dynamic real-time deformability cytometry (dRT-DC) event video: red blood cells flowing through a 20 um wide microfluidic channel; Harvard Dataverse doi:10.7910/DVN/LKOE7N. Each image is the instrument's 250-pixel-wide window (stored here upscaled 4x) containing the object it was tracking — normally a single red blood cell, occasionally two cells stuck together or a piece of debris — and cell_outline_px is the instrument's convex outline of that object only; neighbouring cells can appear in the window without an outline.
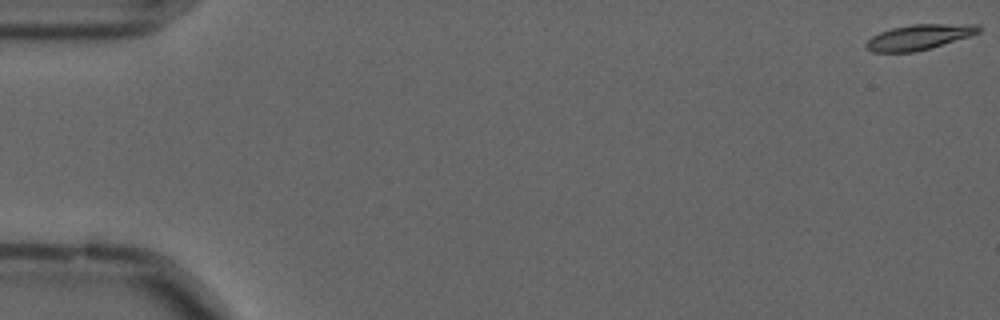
{"species": "common noctule bat (a hibernating species)", "species_latin": "Nyctalus noctula", "temperature_condition": "cold", "stored_images_in_passage": 51, "camera_frame_rate_fps": 3000, "um_per_image_px": 0.085, "animal": {"sex": "male", "forearm_length_mm": 52.5}, "frame": {"image": 1, "passage_image": 1, "time_ms": 0.0, "image_size_px": [1000, 320], "cell_outline_px": [[980, 32], [968, 36], [916, 52], [872, 52], [864, 44], [872, 36], [880, 32], [892, 28], [912, 24], [980, 24]], "centroid_in_image_um": [78.1, 3.14], "position_along_channel_um": 6.9, "area_um2": 16.36}}
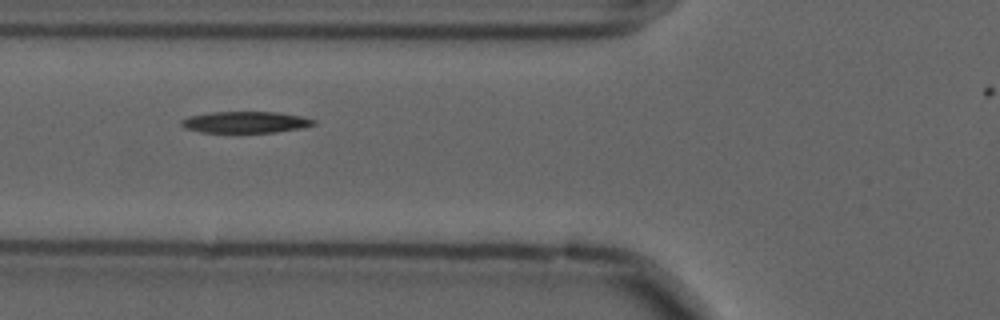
{"frame": {"image": 2, "passage_image": 22, "time_ms": 7.0, "image_size_px": [1000, 320], "cell_outline_px": [[316, 124], [300, 128], [276, 132], [200, 132], [184, 128], [180, 124], [180, 120], [188, 116], [212, 112], [276, 112], [300, 116], [316, 120]], "centroid_in_image_um": [20.82, 10.38], "position_along_channel_um": 105.0, "area_um2": 16.47}}
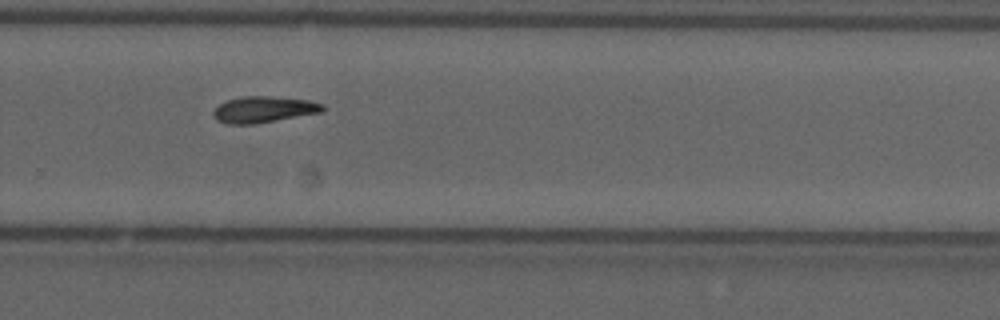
{"frame": {"image": 3, "passage_image": 39, "time_ms": 12.667, "image_size_px": [1000, 320], "cell_outline_px": [[324, 112], [256, 124], [224, 124], [216, 120], [212, 112], [220, 104], [228, 100], [244, 96], [272, 96], [308, 100], [324, 104]], "centroid_in_image_um": [22.43, 9.32], "position_along_channel_um": 307.4, "area_um2": 16.88}}